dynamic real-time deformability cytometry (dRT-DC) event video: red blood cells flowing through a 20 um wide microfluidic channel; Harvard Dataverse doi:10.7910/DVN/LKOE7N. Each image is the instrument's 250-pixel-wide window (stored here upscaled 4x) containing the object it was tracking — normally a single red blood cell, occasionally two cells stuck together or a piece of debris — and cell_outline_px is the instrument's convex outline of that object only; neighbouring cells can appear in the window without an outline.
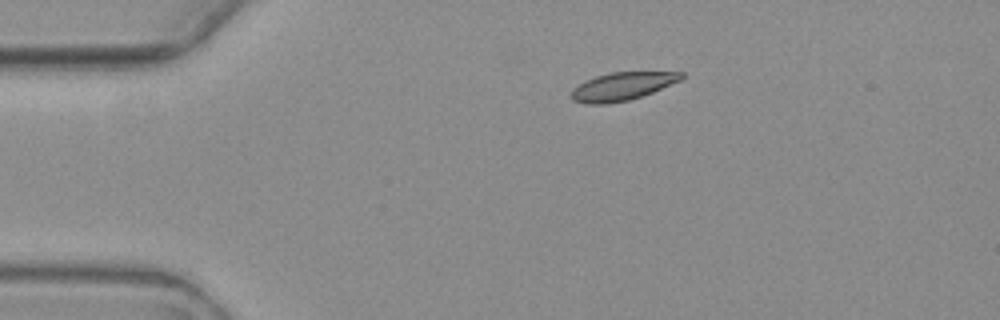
{"species": "common noctule bat (a hibernating species)", "species_latin": "Nyctalus noctula", "temperature_condition": "warm", "stored_images_in_passage": 4, "camera_frame_rate_fps": 3000, "um_per_image_px": 0.085, "animal": {"sex": "female", "body_mass_g": 19.3, "forearm_length_mm": 54.1}, "frame": {"image": 1, "passage_image": 1, "time_ms": 0.0, "image_size_px": [1000, 320], "cell_outline_px": [[684, 76], [680, 80], [652, 92], [628, 100], [608, 104], [584, 104], [572, 100], [572, 88], [596, 76], [612, 72], [684, 72]], "centroid_in_image_um": [52.87, 7.35], "position_along_channel_um": 32.1, "area_um2": 17.69}}
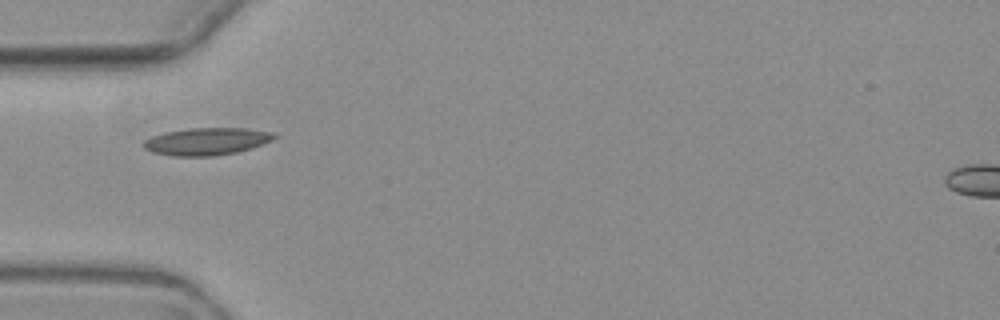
{"frame": {"image": 2, "passage_image": 3, "time_ms": 2.333, "image_size_px": [1000, 320], "cell_outline_px": [[280, 136], [272, 140], [252, 148], [236, 152], [212, 156], [172, 156], [152, 152], [144, 148], [140, 144], [144, 140], [152, 136], [164, 132], [192, 128], [244, 128], [272, 132]], "centroid_in_image_um": [17.55, 12.02], "position_along_channel_um": 67.4, "area_um2": 20.92}}
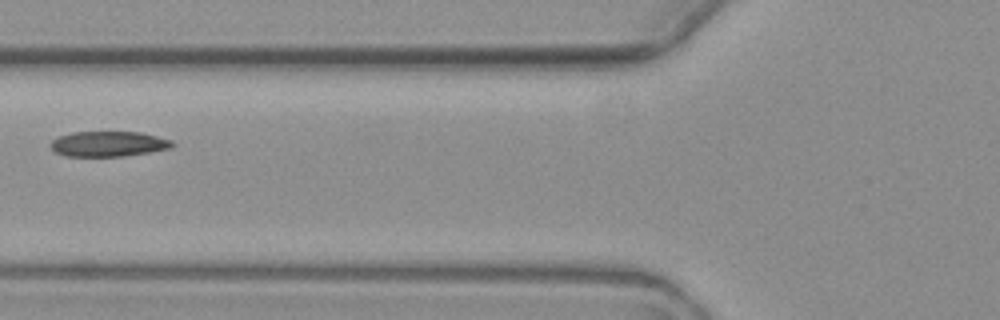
{"frame": {"image": 3, "passage_image": 4, "time_ms": 3.667, "image_size_px": [1000, 320], "cell_outline_px": [[176, 144], [172, 148], [124, 156], [64, 156], [56, 152], [48, 144], [52, 140], [60, 136], [72, 132], [140, 132], [172, 140]], "centroid_in_image_um": [9.22, 12.23], "position_along_channel_um": 116.6, "area_um2": 17.92}}